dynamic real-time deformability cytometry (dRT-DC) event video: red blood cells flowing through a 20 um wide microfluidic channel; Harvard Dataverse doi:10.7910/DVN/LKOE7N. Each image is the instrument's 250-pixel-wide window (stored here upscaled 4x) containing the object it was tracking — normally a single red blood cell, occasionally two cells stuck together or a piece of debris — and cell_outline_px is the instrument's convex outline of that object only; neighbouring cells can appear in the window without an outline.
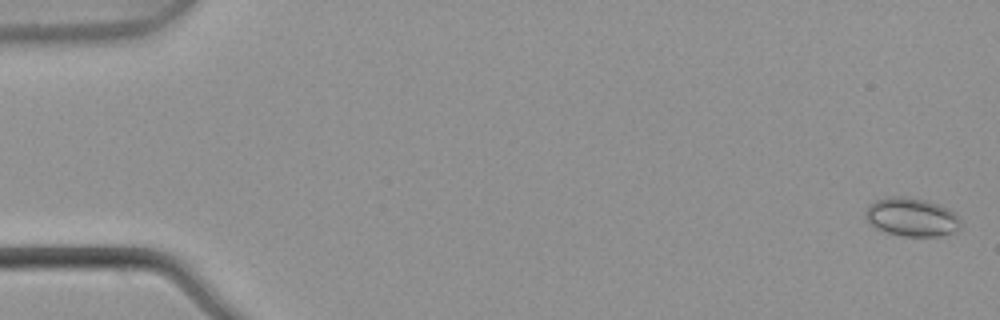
{"species": "common noctule bat (a hibernating species)", "species_latin": "Nyctalus noctula", "temperature_condition": "warm", "stored_images_in_passage": 5, "camera_frame_rate_fps": 3000, "um_per_image_px": 0.085, "animal": {"sex": "male", "body_mass_g": 21.5, "forearm_length_mm": 52.0}, "frame": {"image": 1, "passage_image": 1, "time_ms": 0.0, "image_size_px": [1000, 320], "cell_outline_px": [[960, 228], [956, 232], [940, 236], [904, 236], [888, 232], [876, 228], [868, 224], [868, 204], [876, 200], [892, 196], [908, 196], [924, 200], [948, 208], [960, 220]], "centroid_in_image_um": [77.51, 18.46], "position_along_channel_um": 7.5, "area_um2": 21.1}}
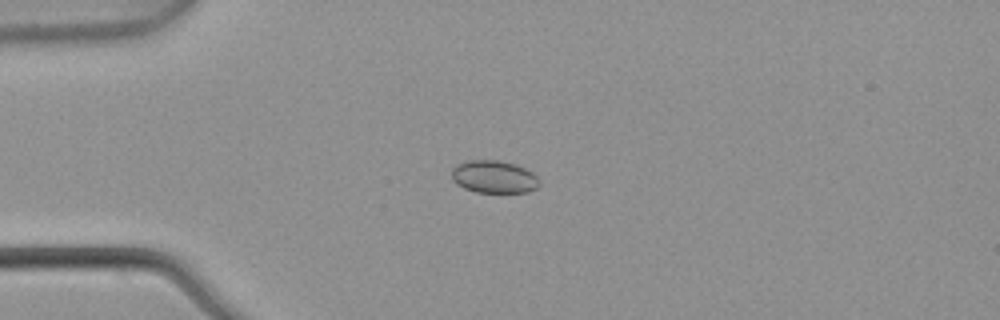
{"frame": {"image": 2, "passage_image": 4, "time_ms": 1.0, "image_size_px": [1000, 320], "cell_outline_px": [[540, 184], [536, 188], [528, 192], [476, 192], [464, 188], [456, 184], [452, 180], [452, 168], [456, 164], [468, 160], [496, 160], [512, 164], [524, 168], [532, 172], [536, 176]], "centroid_in_image_um": [41.95, 15.03], "position_along_channel_um": 43.1, "area_um2": 16.59}}